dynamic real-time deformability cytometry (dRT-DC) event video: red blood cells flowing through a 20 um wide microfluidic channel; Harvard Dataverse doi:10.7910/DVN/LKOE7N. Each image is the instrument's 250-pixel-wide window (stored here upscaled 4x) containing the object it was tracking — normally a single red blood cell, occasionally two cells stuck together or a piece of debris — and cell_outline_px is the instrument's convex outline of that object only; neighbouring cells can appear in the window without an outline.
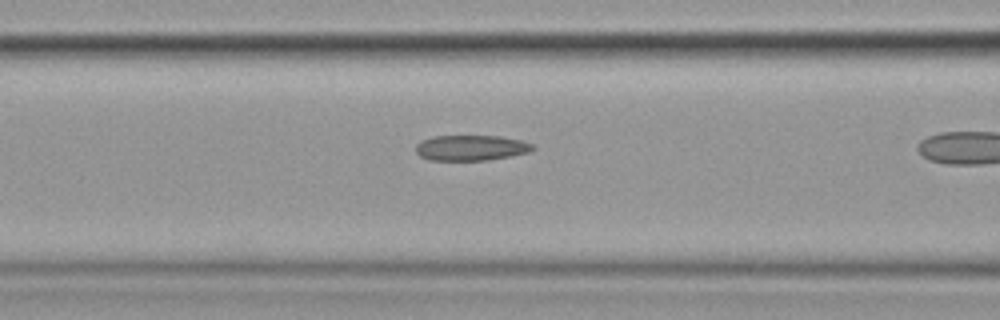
{"species": "common noctule bat (a hibernating species)", "species_latin": "Nyctalus noctula", "temperature_condition": "cold", "stored_images_in_passage": 7, "camera_frame_rate_fps": 3000, "um_per_image_px": 0.085, "animal": {"sex": "female", "body_mass_g": 19.9}, "frame": {"image": 1, "passage_image": 6, "time_ms": 7.0, "image_size_px": [1000, 320], "cell_outline_px": [[536, 148], [528, 152], [488, 160], [428, 160], [420, 156], [416, 152], [416, 144], [420, 140], [432, 136], [500, 136], [520, 140], [532, 144]], "centroid_in_image_um": [39.99, 12.56], "position_along_channel_um": 126.6, "area_um2": 17.34}}